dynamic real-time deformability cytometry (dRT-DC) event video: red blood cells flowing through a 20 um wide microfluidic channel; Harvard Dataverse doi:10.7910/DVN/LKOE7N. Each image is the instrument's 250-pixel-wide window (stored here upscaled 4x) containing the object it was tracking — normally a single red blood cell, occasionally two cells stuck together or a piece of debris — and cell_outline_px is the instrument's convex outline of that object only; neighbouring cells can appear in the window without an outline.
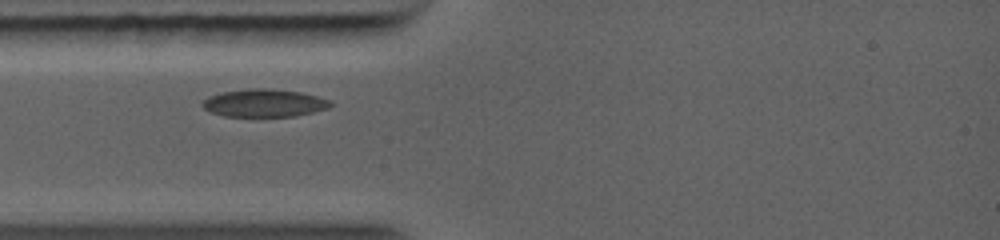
{"species": "common noctule bat (a hibernating species)", "species_latin": "Nyctalus noctula", "temperature_condition": "warm", "stored_images_in_passage": 4, "camera_frame_rate_fps": 5000, "um_per_image_px": 0.085, "animal": {"sex": "female", "body_mass_g": 19.0, "forearm_length_mm": 56.7}, "frame": {"image": 1, "passage_image": 1, "time_ms": 0.0, "image_size_px": [1000, 240], "cell_outline_px": [[332, 104], [328, 108], [296, 116], [224, 116], [212, 112], [204, 108], [200, 104], [208, 96], [224, 92], [248, 88], [272, 88], [300, 92], [332, 100]], "centroid_in_image_um": [22.46, 8.75], "position_along_channel_um": 62.5, "area_um2": 20.69}}
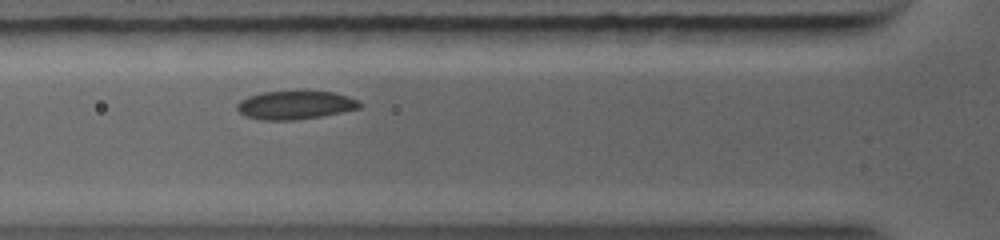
{"frame": {"image": 2, "passage_image": 2, "time_ms": 0.8, "image_size_px": [1000, 240], "cell_outline_px": [[360, 108], [320, 116], [296, 120], [260, 120], [244, 116], [236, 108], [236, 104], [240, 100], [248, 96], [264, 92], [332, 92], [348, 96], [356, 100], [360, 104]], "centroid_in_image_um": [25.03, 8.94], "position_along_channel_um": 100.8, "area_um2": 20.0}}
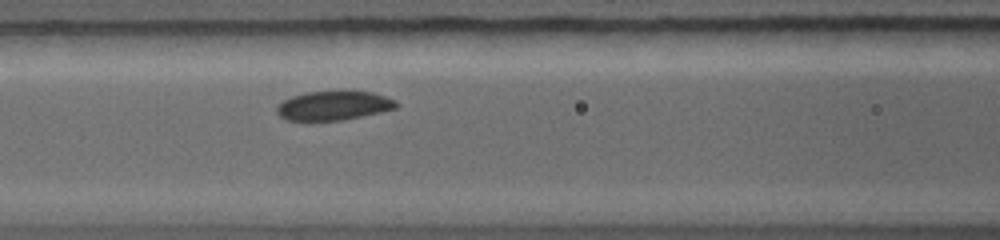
{"frame": {"image": 3, "passage_image": 3, "time_ms": 1.6, "image_size_px": [1000, 240], "cell_outline_px": [[396, 108], [380, 112], [344, 120], [288, 120], [280, 116], [276, 112], [276, 104], [292, 96], [308, 92], [372, 92], [396, 100]], "centroid_in_image_um": [28.32, 8.99], "position_along_channel_um": 138.3, "area_um2": 19.94}}